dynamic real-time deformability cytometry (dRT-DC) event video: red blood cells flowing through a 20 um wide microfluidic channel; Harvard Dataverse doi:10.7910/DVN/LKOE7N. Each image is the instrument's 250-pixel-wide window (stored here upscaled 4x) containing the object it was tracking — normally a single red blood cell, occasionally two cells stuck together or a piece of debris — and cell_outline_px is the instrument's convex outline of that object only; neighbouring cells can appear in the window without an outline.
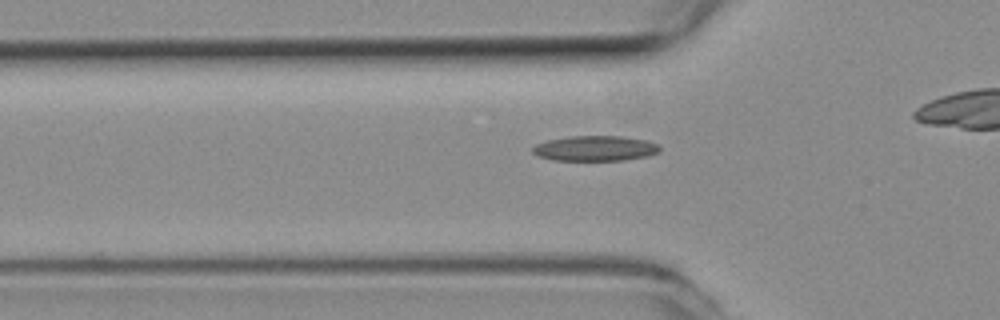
{"species": "common noctule bat (a hibernating species)", "species_latin": "Nyctalus noctula", "temperature_condition": "room temperature", "stored_images_in_passage": 35, "camera_frame_rate_fps": 3000, "um_per_image_px": 0.085, "animal": {"sex": "female", "body_mass_g": 19.3, "forearm_length_mm": 54.1}, "frame": {"image": 1, "passage_image": 7, "time_ms": 2.0, "image_size_px": [1000, 320], "cell_outline_px": [[660, 152], [648, 156], [624, 160], [552, 160], [536, 156], [532, 152], [532, 148], [536, 144], [548, 140], [568, 136], [620, 136], [648, 140], [656, 144], [660, 148]], "centroid_in_image_um": [50.57, 12.61], "position_along_channel_um": 75.2, "area_um2": 18.79}}
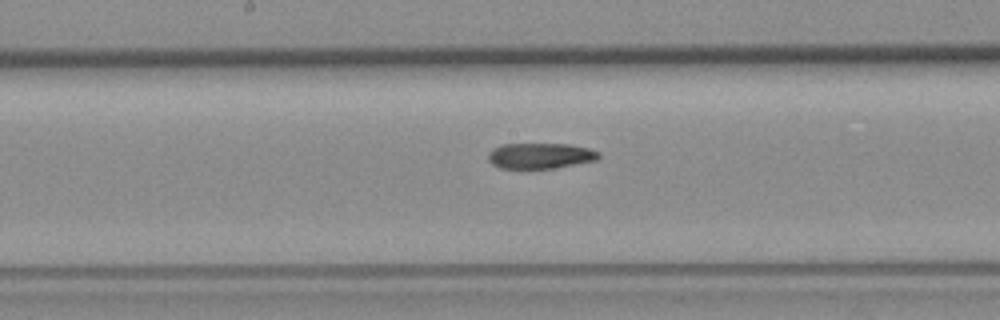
{"frame": {"image": 2, "passage_image": 17, "time_ms": 5.333, "image_size_px": [1000, 320], "cell_outline_px": [[600, 156], [596, 160], [552, 168], [500, 168], [492, 164], [488, 160], [488, 152], [492, 148], [500, 144], [568, 144], [588, 148], [600, 152]], "centroid_in_image_um": [45.88, 13.23], "position_along_channel_um": 202.3, "area_um2": 16.47}}
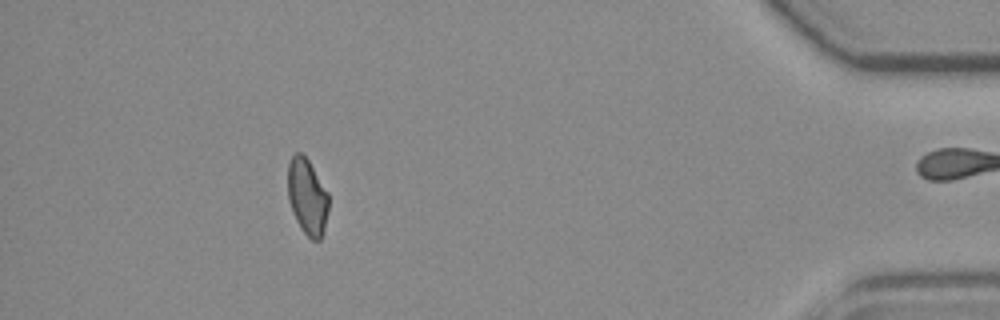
{"frame": {"image": 3, "passage_image": 29, "time_ms": 9.333, "image_size_px": [1000, 320], "cell_outline_px": [[328, 212], [324, 232], [320, 240], [312, 240], [300, 228], [296, 220], [288, 200], [288, 164], [292, 156], [296, 152], [300, 152], [308, 160], [328, 192]], "centroid_in_image_um": [26.12, 16.74], "position_along_channel_um": 409.1, "area_um2": 18.09}}